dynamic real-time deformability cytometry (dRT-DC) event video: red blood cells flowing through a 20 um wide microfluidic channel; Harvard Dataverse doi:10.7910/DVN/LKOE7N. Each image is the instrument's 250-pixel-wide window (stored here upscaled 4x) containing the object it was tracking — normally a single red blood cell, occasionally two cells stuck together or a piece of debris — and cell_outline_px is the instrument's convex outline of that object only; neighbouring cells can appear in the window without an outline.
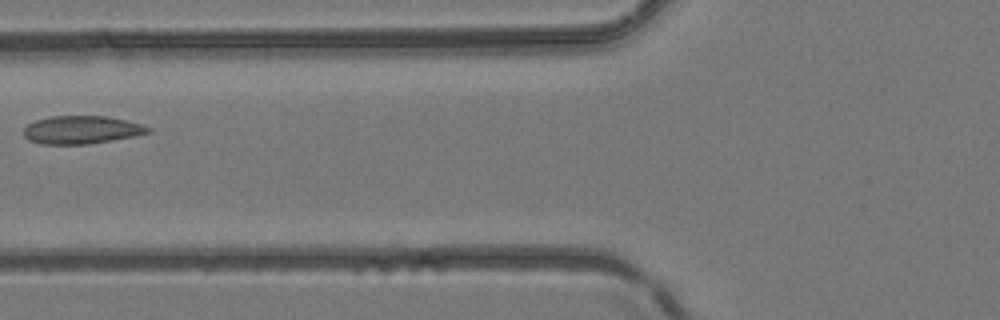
{"species": "common noctule bat (a hibernating species)", "species_latin": "Nyctalus noctula", "temperature_condition": "room temperature", "stored_images_in_passage": 2, "camera_frame_rate_fps": 3000, "um_per_image_px": 0.085, "animal": {"sex": "female", "body_mass_g": 24.6, "forearm_length_mm": 56.2}, "frame": {"image": 1, "passage_image": 2, "time_ms": 0.333, "image_size_px": [1000, 320], "cell_outline_px": [[152, 132], [136, 136], [88, 144], [40, 144], [28, 140], [24, 136], [24, 128], [28, 124], [36, 120], [52, 116], [108, 116], [144, 124], [152, 128]], "centroid_in_image_um": [6.98, 11.03], "position_along_channel_um": 118.8, "area_um2": 20.52}}